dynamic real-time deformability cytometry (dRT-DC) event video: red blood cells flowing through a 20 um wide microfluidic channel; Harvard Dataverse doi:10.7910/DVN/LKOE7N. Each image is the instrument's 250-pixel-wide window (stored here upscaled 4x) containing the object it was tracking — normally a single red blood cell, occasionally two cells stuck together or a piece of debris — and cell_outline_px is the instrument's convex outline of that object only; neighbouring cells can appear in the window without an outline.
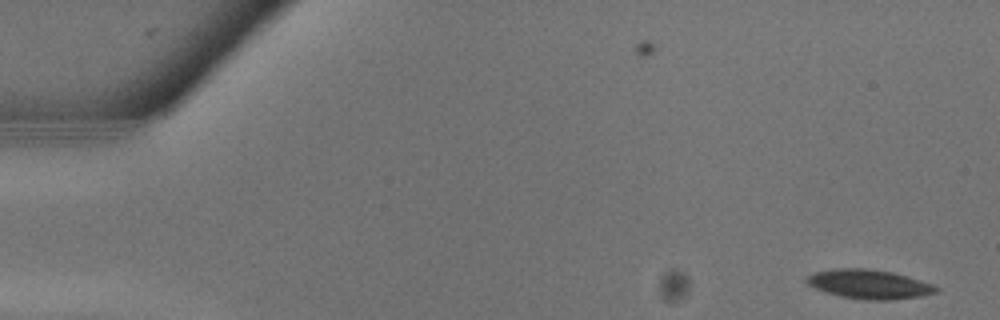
{"species": "common noctule bat (a hibernating species)", "species_latin": "Nyctalus noctula", "temperature_condition": "warm", "stored_images_in_passage": 10, "camera_frame_rate_fps": 3000, "um_per_image_px": 0.085, "animal": {"sex": "male", "body_mass_g": 13.3}, "frame": {"image": 1, "passage_image": 1, "time_ms": 0.0, "image_size_px": [1000, 320], "cell_outline_px": [[940, 288], [936, 292], [920, 296], [888, 300], [864, 300], [840, 296], [816, 288], [808, 284], [804, 280], [808, 276], [816, 272], [832, 268], [864, 268], [892, 272], [908, 276], [932, 284]], "centroid_in_image_um": [73.88, 24.15], "position_along_channel_um": 11.1, "area_um2": 21.85}}
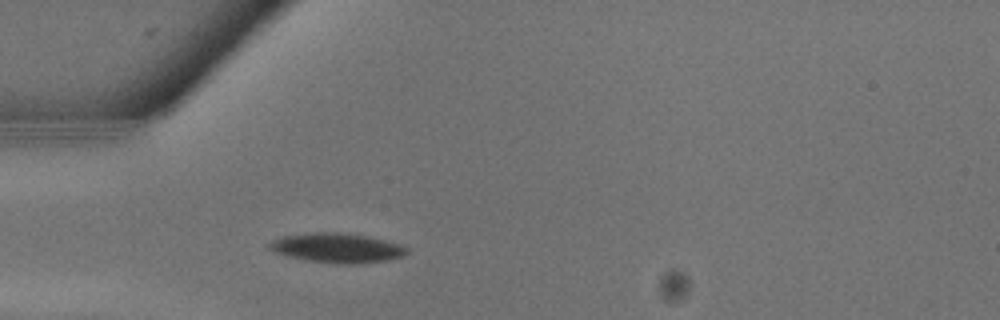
{"frame": {"image": 2, "passage_image": 8, "time_ms": 2.333, "image_size_px": [1000, 320], "cell_outline_px": [[408, 252], [404, 256], [388, 260], [352, 264], [336, 264], [304, 260], [272, 252], [268, 248], [268, 244], [272, 240], [284, 236], [308, 232], [348, 232], [368, 236], [400, 244], [408, 248]], "centroid_in_image_um": [28.63, 21.07], "position_along_channel_um": 56.4, "area_um2": 24.04}}
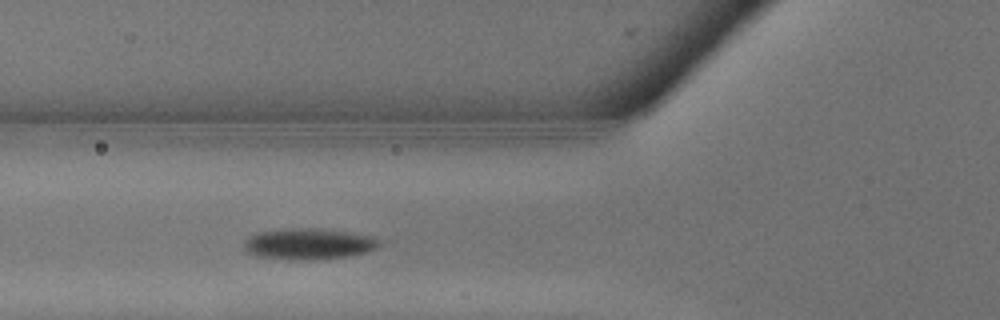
{"frame": {"image": 3, "passage_image": 10, "time_ms": 3.0, "image_size_px": [1000, 320], "cell_outline_px": [[380, 244], [376, 248], [368, 252], [348, 256], [312, 260], [308, 260], [256, 256], [248, 252], [244, 248], [244, 240], [256, 232], [288, 228], [316, 228], [372, 236], [380, 240]], "centroid_in_image_um": [26.22, 20.72], "position_along_channel_um": 99.6, "area_um2": 24.33}}